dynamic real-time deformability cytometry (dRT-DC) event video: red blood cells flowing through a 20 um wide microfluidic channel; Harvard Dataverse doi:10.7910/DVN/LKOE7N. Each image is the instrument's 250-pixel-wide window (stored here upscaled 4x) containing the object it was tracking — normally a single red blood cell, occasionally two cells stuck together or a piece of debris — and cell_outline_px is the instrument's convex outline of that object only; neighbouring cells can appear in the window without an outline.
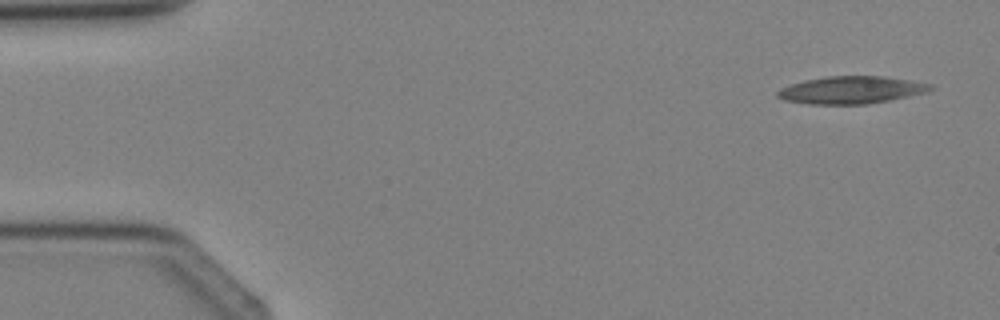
{"species": "Egyptian fruit bat (a non-hibernating species)", "species_latin": "Rousettus aegyptiacus", "temperature_condition": "cold", "stored_images_in_passage": 3, "camera_frame_rate_fps": 3000, "um_per_image_px": 0.085, "animal": {"sex": "female"}, "frame": {"image": 1, "passage_image": 1, "time_ms": 0.0, "image_size_px": [1000, 320], "cell_outline_px": [[936, 88], [928, 92], [868, 104], [808, 104], [784, 100], [776, 96], [776, 92], [780, 88], [804, 80], [828, 76], [884, 76], [932, 84]], "centroid_in_image_um": [72.36, 7.65], "position_along_channel_um": 12.6, "area_um2": 24.45}}
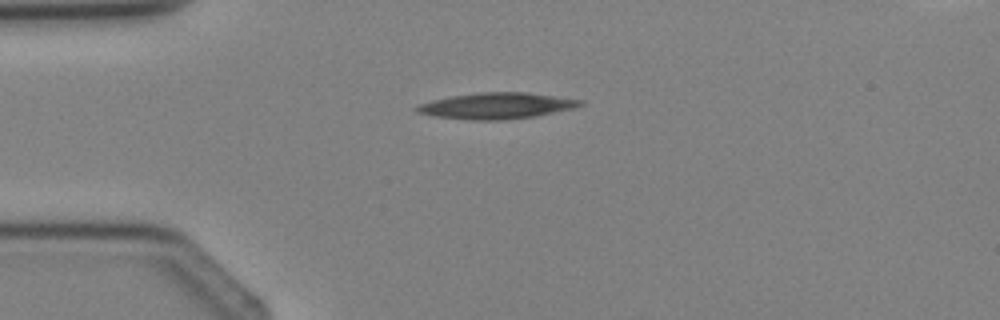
{"frame": {"image": 2, "passage_image": 2, "time_ms": 2.333, "image_size_px": [1000, 320], "cell_outline_px": [[584, 104], [572, 108], [536, 116], [504, 120], [468, 120], [436, 116], [416, 112], [416, 108], [420, 104], [432, 100], [452, 96], [484, 92], [528, 92], [584, 100]], "centroid_in_image_um": [42.24, 8.99], "position_along_channel_um": 42.8, "area_um2": 24.68}}